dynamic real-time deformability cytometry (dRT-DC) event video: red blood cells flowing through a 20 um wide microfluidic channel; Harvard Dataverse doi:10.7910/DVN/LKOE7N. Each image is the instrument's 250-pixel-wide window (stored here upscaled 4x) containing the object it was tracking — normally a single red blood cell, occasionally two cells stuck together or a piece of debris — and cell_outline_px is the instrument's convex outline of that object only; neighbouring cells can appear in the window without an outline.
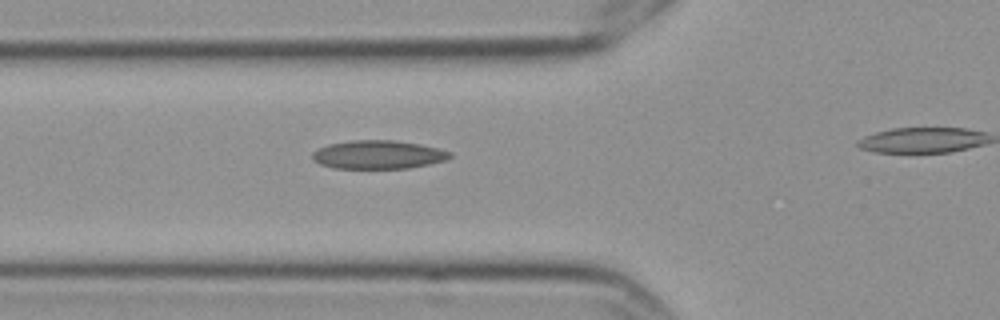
{"species": "Egyptian fruit bat (a non-hibernating species)", "species_latin": "Rousettus aegyptiacus", "temperature_condition": "cold", "stored_images_in_passage": 3, "camera_frame_rate_fps": 3000, "um_per_image_px": 0.085, "frame": {"image": 1, "passage_image": 3, "time_ms": 0.667, "image_size_px": [1000, 320], "cell_outline_px": [[452, 156], [448, 160], [408, 168], [336, 168], [320, 164], [312, 160], [312, 152], [328, 144], [352, 140], [396, 140], [420, 144], [440, 148], [452, 152]], "centroid_in_image_um": [32.18, 13.14], "position_along_channel_um": 93.6, "area_um2": 22.95}}